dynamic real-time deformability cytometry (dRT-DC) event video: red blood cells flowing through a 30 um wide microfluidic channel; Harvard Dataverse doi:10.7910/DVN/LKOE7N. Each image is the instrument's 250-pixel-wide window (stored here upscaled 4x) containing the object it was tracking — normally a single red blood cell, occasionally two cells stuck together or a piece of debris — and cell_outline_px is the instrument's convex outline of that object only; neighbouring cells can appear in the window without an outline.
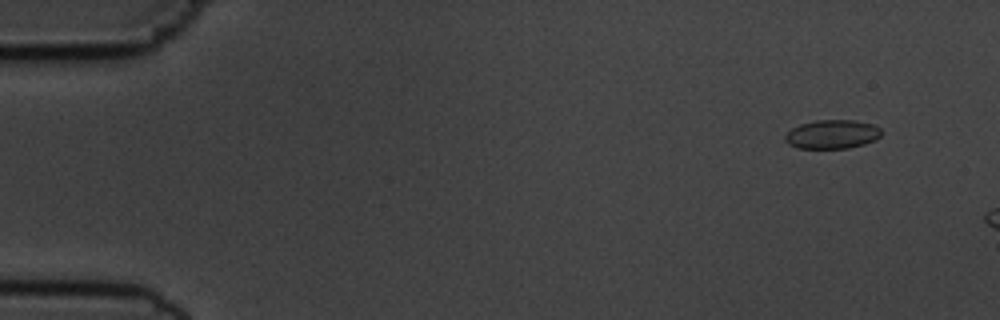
{"species": "common noctule bat (a hibernating species)", "species_latin": "Nyctalus noctula", "temperature_condition": "cold", "stored_images_in_passage": 11, "camera_frame_rate_fps": 3000, "um_per_image_px": 0.085, "animal": {"sex": "male", "body_mass_g": 19.5, "forearm_length_mm": 54.6}, "frame": {"image": 1, "passage_image": 5, "time_ms": 1.333, "image_size_px": [1000, 320], "cell_outline_px": [[880, 136], [876, 140], [864, 144], [848, 148], [796, 148], [788, 144], [784, 140], [784, 136], [792, 128], [800, 124], [816, 120], [856, 120], [872, 124], [880, 128]], "centroid_in_image_um": [70.72, 11.41], "position_along_channel_um": 14.3, "area_um2": 16.24}}